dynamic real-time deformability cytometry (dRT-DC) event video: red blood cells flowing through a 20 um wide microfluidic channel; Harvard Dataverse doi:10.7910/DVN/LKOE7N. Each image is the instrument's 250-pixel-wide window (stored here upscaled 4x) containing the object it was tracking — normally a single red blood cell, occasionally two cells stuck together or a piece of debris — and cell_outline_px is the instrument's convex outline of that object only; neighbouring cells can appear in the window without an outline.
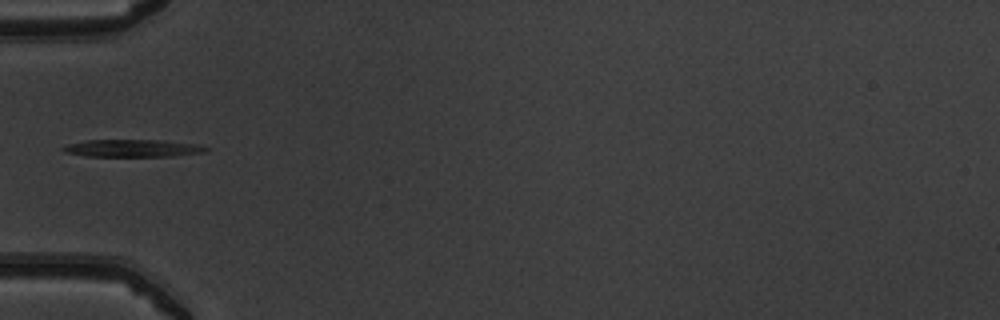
{"species": "common noctule bat (a hibernating species)", "species_latin": "Nyctalus noctula", "temperature_condition": "warm", "stored_images_in_passage": 34, "camera_frame_rate_fps": 3000, "um_per_image_px": 0.085, "animal": {"sex": "male", "body_mass_g": 19.5, "forearm_length_mm": 54.6}, "frame": {"image": 1, "passage_image": 1, "time_ms": 0.0, "image_size_px": [1000, 320], "cell_outline_px": [[212, 148], [204, 152], [172, 156], [84, 156], [64, 152], [60, 148], [68, 144], [88, 140], [164, 140], [196, 144]], "centroid_in_image_um": [11.28, 12.59], "position_along_channel_um": 73.7, "area_um2": 14.51}}
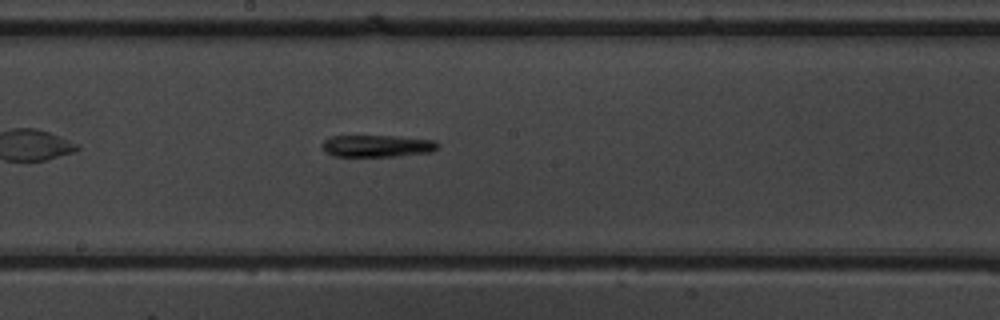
{"frame": {"image": 2, "passage_image": 12, "time_ms": 3.667, "image_size_px": [1000, 320], "cell_outline_px": [[440, 144], [432, 152], [396, 156], [332, 156], [324, 152], [320, 144], [324, 140], [332, 136], [396, 136], [436, 140]], "centroid_in_image_um": [32.04, 12.4], "position_along_channel_um": 216.2, "area_um2": 14.97}}
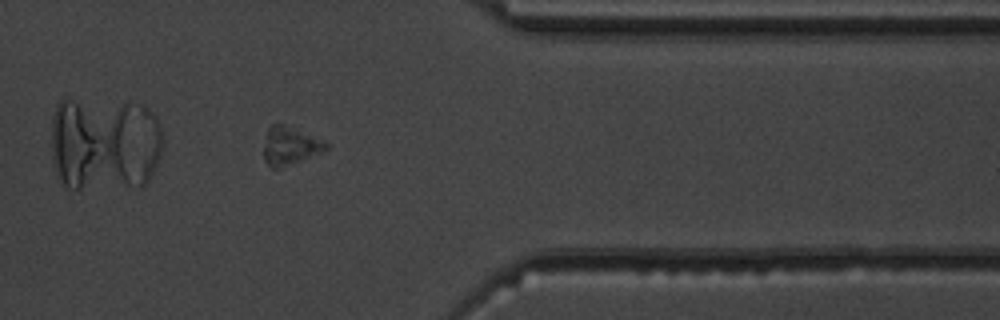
{"frame": {"image": 3, "passage_image": 26, "time_ms": 8.333, "image_size_px": [1000, 320], "cell_outline_px": [[328, 148], [320, 152], [280, 168], [272, 168], [264, 160], [264, 148], [268, 128], [276, 120], [324, 140], [328, 144]], "centroid_in_image_um": [24.63, 12.34], "position_along_channel_um": 386.8, "area_um2": 13.76}, "authors_computed_cell_mechanics": {"area_um2": 14.4211, "velocity_mm_per_s": 3.8984, "shape_relaxation_time_tau1_ms": 2.7194, "shape_relaxation_time_tau2_ms": null, "deformation_change_tau1": 0.1589, "deformation_change_tau2": null}}